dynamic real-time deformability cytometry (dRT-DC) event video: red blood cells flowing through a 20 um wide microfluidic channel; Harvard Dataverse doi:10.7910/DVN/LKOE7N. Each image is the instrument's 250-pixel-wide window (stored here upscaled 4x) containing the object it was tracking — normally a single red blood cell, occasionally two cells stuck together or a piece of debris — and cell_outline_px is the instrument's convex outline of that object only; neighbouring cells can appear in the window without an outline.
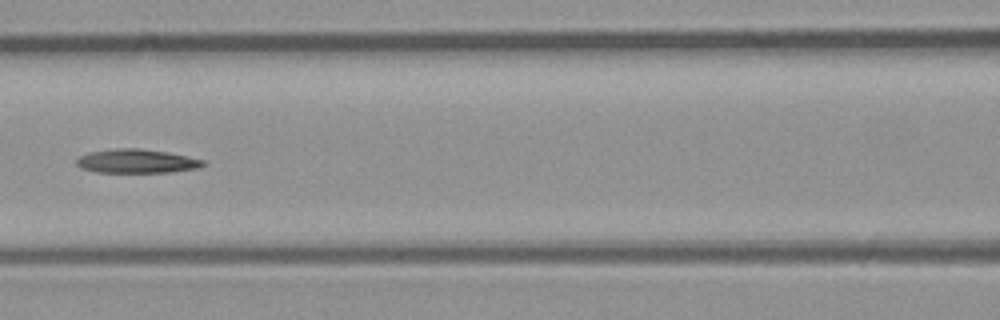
{"species": "common noctule bat (a hibernating species)", "species_latin": "Nyctalus noctula", "temperature_condition": "room temperature", "stored_images_in_passage": 6, "camera_frame_rate_fps": 3000, "um_per_image_px": 0.085, "animal": {"sex": "male", "body_mass_g": 23.1, "forearm_length_mm": 52.7}, "frame": {"image": 1, "passage_image": 6, "time_ms": 5.667, "image_size_px": [1000, 320], "cell_outline_px": [[204, 164], [200, 168], [168, 172], [96, 172], [80, 168], [76, 164], [76, 160], [80, 156], [88, 152], [116, 148], [140, 148], [168, 152], [188, 156], [204, 160]], "centroid_in_image_um": [11.6, 13.69], "position_along_channel_um": 155.0, "area_um2": 17.69}}